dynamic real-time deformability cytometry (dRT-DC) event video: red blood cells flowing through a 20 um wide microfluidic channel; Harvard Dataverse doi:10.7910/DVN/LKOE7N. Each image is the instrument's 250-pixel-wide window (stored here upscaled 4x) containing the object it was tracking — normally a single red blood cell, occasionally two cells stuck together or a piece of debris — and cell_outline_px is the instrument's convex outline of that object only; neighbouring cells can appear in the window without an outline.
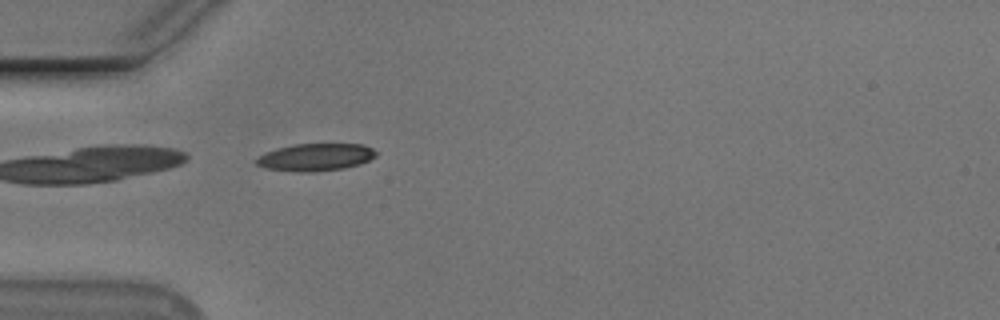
{"species": "Egyptian fruit bat (a non-hibernating species)", "species_latin": "Rousettus aegyptiacus", "temperature_condition": "cold", "stored_images_in_passage": 38, "camera_frame_rate_fps": 3000, "um_per_image_px": 0.085, "animal": {"sex": "male"}, "frame": {"image": 1, "passage_image": 1, "time_ms": 0.0, "image_size_px": [1000, 320], "cell_outline_px": [[376, 156], [360, 164], [344, 168], [316, 172], [300, 172], [264, 168], [256, 164], [256, 160], [260, 156], [268, 152], [280, 148], [296, 144], [364, 144], [372, 148], [376, 152]], "centroid_in_image_um": [26.86, 13.37], "position_along_channel_um": 58.1, "area_um2": 18.9}}
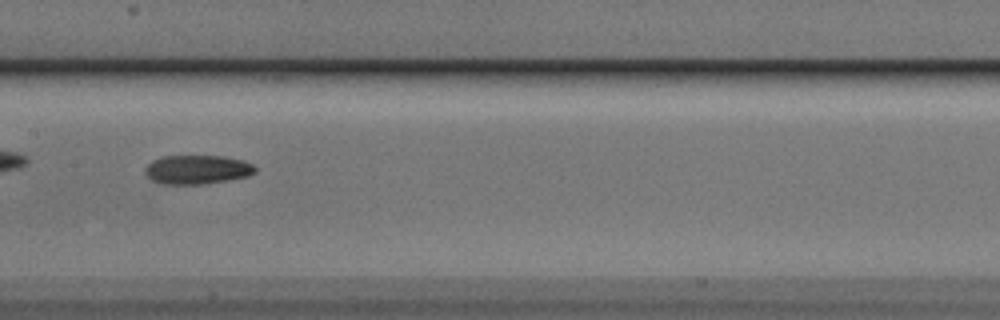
{"frame": {"image": 2, "passage_image": 12, "time_ms": 3.667, "image_size_px": [1000, 320], "cell_outline_px": [[256, 172], [248, 176], [204, 184], [160, 184], [152, 180], [144, 172], [144, 168], [152, 160], [160, 156], [224, 156], [240, 160], [252, 164], [256, 168]], "centroid_in_image_um": [16.72, 14.41], "position_along_channel_um": 190.7, "area_um2": 18.61}}
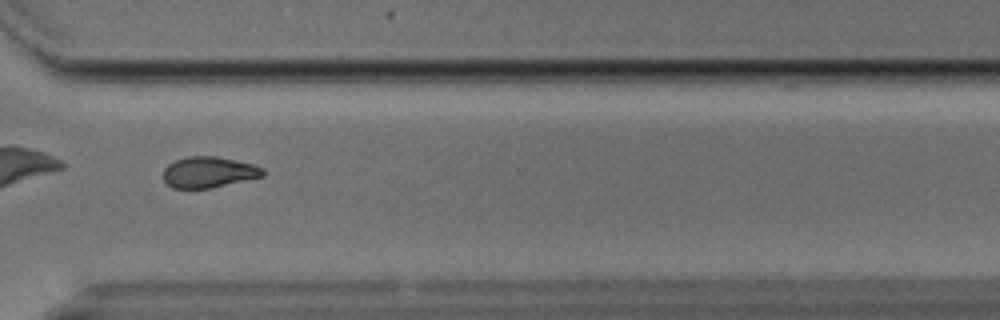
{"frame": {"image": 3, "passage_image": 25, "time_ms": 8.0, "image_size_px": [1000, 320], "cell_outline_px": [[264, 176], [208, 188], [172, 188], [164, 180], [164, 168], [168, 164], [176, 160], [188, 156], [216, 156], [252, 164], [264, 168]], "centroid_in_image_um": [17.73, 14.63], "position_along_channel_um": 352.9, "area_um2": 17.74}}